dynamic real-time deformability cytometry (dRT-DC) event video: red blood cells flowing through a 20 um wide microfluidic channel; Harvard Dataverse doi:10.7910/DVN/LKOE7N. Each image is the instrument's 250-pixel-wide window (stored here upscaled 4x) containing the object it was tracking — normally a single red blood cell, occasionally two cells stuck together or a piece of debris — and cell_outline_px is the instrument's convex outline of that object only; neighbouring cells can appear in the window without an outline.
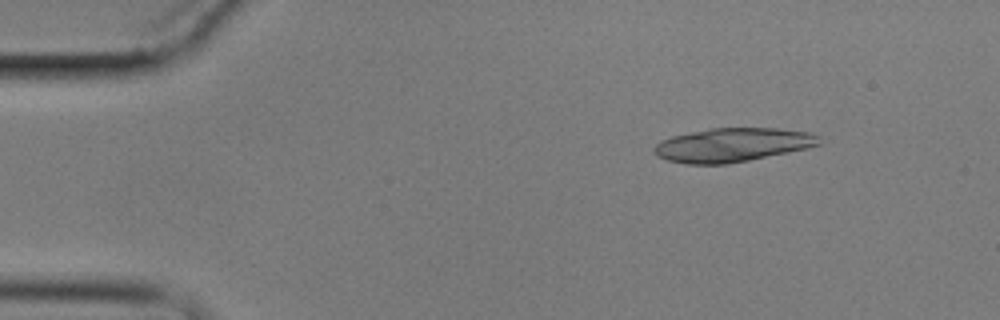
{"species": "common noctule bat (a hibernating species)", "species_latin": "Nyctalus noctula", "temperature_condition": "cold", "stored_images_in_passage": 10, "camera_frame_rate_fps": 3000, "um_per_image_px": 0.085, "animal": {"sex": "male", "body_mass_g": 17.9}, "frame": {"image": 1, "passage_image": 2, "time_ms": 1.0, "image_size_px": [1000, 320], "cell_outline_px": [[820, 144], [808, 148], [728, 164], [688, 164], [668, 160], [656, 156], [652, 152], [652, 148], [660, 140], [672, 136], [712, 128], [776, 128], [812, 132], [820, 136]], "centroid_in_image_um": [62.25, 12.31], "position_along_channel_um": 22.7, "area_um2": 32.6}}
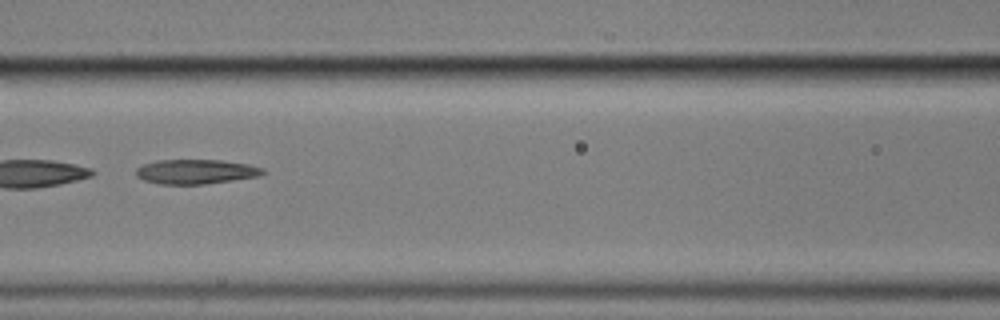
{"frame": {"image": 2, "passage_image": 7, "time_ms": 7.0, "image_size_px": [1000, 320], "cell_outline_px": [[268, 172], [256, 176], [232, 180], [204, 184], [160, 184], [144, 180], [136, 176], [136, 168], [144, 164], [156, 160], [220, 160], [248, 164], [264, 168]], "centroid_in_image_um": [16.64, 14.58], "position_along_channel_um": 150.0, "area_um2": 18.09}}
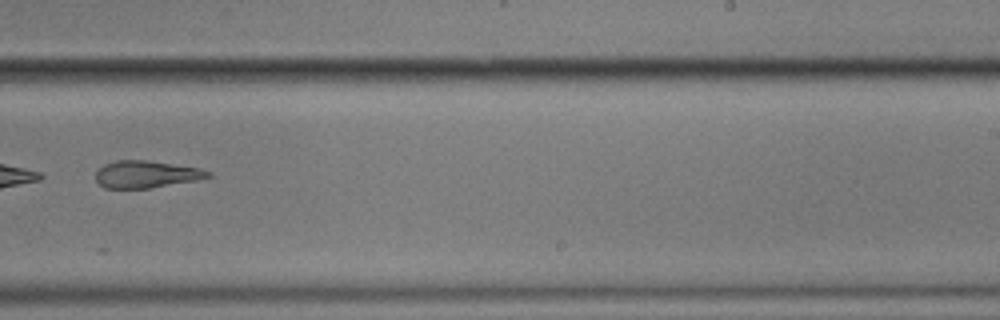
{"frame": {"image": 3, "passage_image": 10, "time_ms": 10.667, "image_size_px": [1000, 320], "cell_outline_px": [[212, 176], [196, 180], [148, 188], [104, 188], [96, 180], [96, 172], [104, 164], [116, 160], [148, 160], [200, 168], [212, 172]], "centroid_in_image_um": [12.43, 14.8], "position_along_channel_um": 276.6, "area_um2": 17.69}}